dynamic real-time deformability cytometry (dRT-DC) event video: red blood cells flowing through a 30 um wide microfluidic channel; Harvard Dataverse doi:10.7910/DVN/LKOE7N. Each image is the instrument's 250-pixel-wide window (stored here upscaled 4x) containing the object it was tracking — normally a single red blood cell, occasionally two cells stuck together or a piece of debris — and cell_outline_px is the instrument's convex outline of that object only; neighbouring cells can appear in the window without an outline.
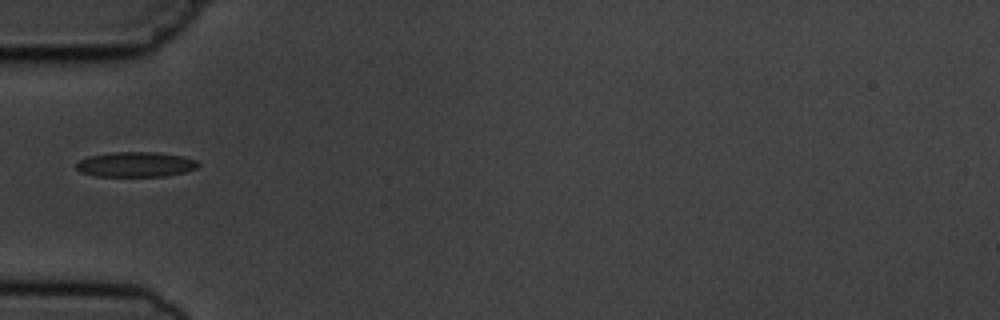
{"species": "common noctule bat (a hibernating species)", "species_latin": "Nyctalus noctula", "temperature_condition": "cold", "stored_images_in_passage": 5, "camera_frame_rate_fps": 3000, "um_per_image_px": 0.085, "animal": {"sex": "male", "body_mass_g": 19.5, "forearm_length_mm": 54.6}, "frame": {"image": 1, "passage_image": 5, "time_ms": 4.333, "image_size_px": [1000, 320], "cell_outline_px": [[200, 164], [196, 168], [184, 172], [164, 176], [96, 176], [80, 172], [76, 168], [76, 164], [80, 160], [88, 156], [112, 152], [156, 152], [184, 156], [196, 160]], "centroid_in_image_um": [11.53, 13.97], "position_along_channel_um": 73.5, "area_um2": 17.8}}